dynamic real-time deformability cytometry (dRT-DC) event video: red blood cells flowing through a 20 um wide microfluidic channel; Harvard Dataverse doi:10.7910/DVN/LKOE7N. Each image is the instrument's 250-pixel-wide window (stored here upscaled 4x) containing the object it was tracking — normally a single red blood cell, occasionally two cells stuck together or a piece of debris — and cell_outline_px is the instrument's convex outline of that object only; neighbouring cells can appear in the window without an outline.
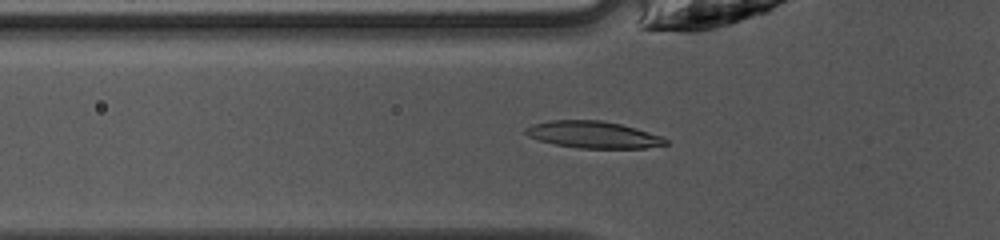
{"species": "common noctule bat (a hibernating species)", "species_latin": "Nyctalus noctula", "temperature_condition": "warm", "stored_images_in_passage": 42, "camera_frame_rate_fps": 3000, "um_per_image_px": 0.085, "animal": {"sex": "female", "body_mass_g": 10.0, "forearm_length_mm": 53.1}, "frame": {"image": 1, "passage_image": 16, "time_ms": 5.0, "image_size_px": [1000, 240], "cell_outline_px": [[668, 144], [644, 148], [580, 148], [556, 144], [540, 140], [528, 136], [524, 132], [524, 128], [532, 124], [548, 120], [600, 120], [620, 124], [636, 128], [664, 136], [668, 140]], "centroid_in_image_um": [50.44, 11.44], "position_along_channel_um": 75.4, "area_um2": 21.96}}
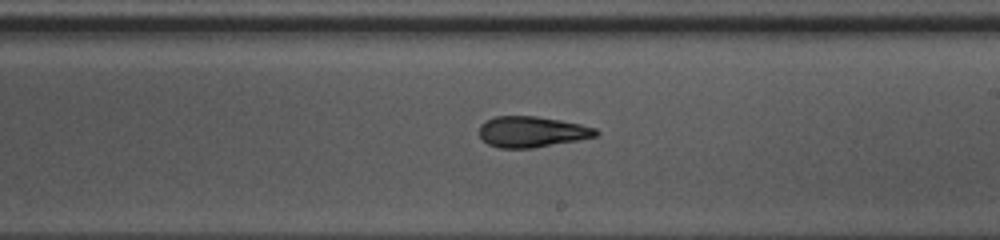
{"frame": {"image": 2, "passage_image": 28, "time_ms": 9.0, "image_size_px": [1000, 240], "cell_outline_px": [[600, 132], [596, 136], [576, 140], [532, 148], [500, 148], [488, 144], [480, 136], [480, 124], [496, 116], [536, 116], [560, 120], [580, 124], [596, 128]], "centroid_in_image_um": [45.21, 11.2], "position_along_channel_um": 243.8, "area_um2": 20.75}}
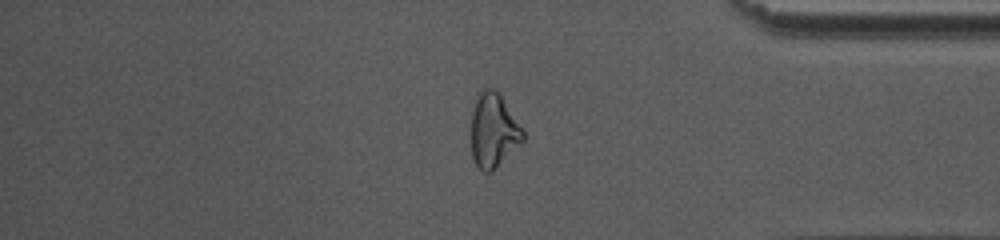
{"frame": {"image": 3, "passage_image": 40, "time_ms": 13.0, "image_size_px": [1000, 240], "cell_outline_px": [[524, 140], [488, 172], [484, 172], [476, 164], [472, 156], [472, 112], [480, 88], [492, 88], [500, 92], [524, 132]], "centroid_in_image_um": [41.94, 11.01], "position_along_channel_um": 393.3, "area_um2": 21.85}, "authors_computed_cell_mechanics": {"area_um2": 21.2126, "velocity_mm_per_s": 4.1755, "shape_relaxation_time_tau1_ms": null, "shape_relaxation_time_tau2_ms": 2.9797, "deformation_change_tau1": null, "deformation_change_tau2": 0.1176}}